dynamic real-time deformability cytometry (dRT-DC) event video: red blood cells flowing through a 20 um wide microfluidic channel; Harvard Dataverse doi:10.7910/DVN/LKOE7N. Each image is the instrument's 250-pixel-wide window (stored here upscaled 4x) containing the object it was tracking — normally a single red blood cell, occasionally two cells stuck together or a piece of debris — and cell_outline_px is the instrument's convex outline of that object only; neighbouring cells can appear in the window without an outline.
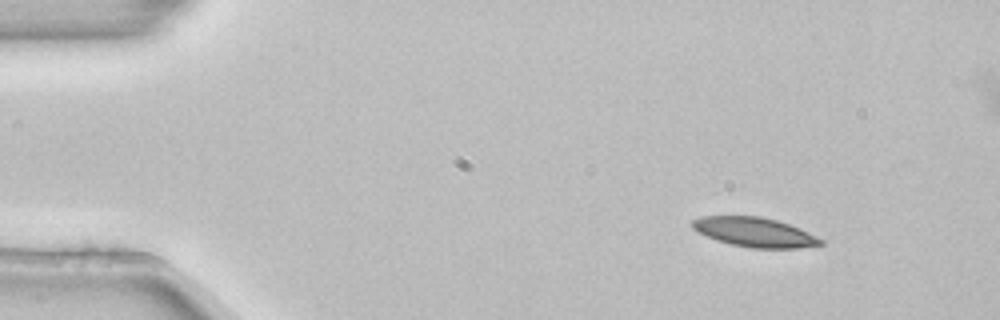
{"species": "common noctule bat (a hibernating species)", "species_latin": "Nyctalus noctula", "temperature_condition": "room temperature", "stored_images_in_passage": 3, "camera_frame_rate_fps": 3000, "um_per_image_px": 0.085, "animal": {"sex": "female", "body_mass_g": 22.7, "forearm_length_mm": 54.2}, "frame": {"image": 1, "passage_image": 1, "time_ms": 0.0, "image_size_px": [1000, 320], "cell_outline_px": [[824, 244], [796, 248], [752, 248], [732, 244], [716, 240], [692, 228], [692, 220], [700, 216], [760, 216], [776, 220], [800, 228], [824, 240]], "centroid_in_image_um": [64.16, 19.73], "position_along_channel_um": 20.8, "area_um2": 21.85}}